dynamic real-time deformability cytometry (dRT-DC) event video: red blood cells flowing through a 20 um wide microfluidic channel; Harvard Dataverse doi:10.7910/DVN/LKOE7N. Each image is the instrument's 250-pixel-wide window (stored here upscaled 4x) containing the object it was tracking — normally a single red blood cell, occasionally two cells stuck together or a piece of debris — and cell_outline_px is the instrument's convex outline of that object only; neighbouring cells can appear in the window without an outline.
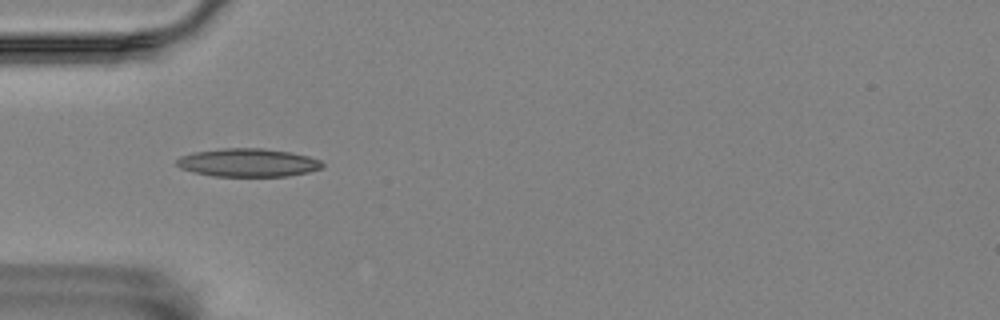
{"species": "Egyptian fruit bat (a non-hibernating species)", "species_latin": "Rousettus aegyptiacus", "temperature_condition": "room temperature", "stored_images_in_passage": 43, "camera_frame_rate_fps": 3000, "um_per_image_px": 0.085, "animal": {"sex": "female"}, "frame": {"image": 1, "passage_image": 4, "time_ms": 1.0, "image_size_px": [1000, 320], "cell_outline_px": [[324, 168], [308, 172], [288, 176], [212, 176], [180, 168], [176, 164], [176, 160], [180, 156], [192, 152], [224, 148], [264, 148], [292, 152], [308, 156], [320, 160], [324, 164]], "centroid_in_image_um": [21.1, 13.82], "position_along_channel_um": 63.9, "area_um2": 24.1}}
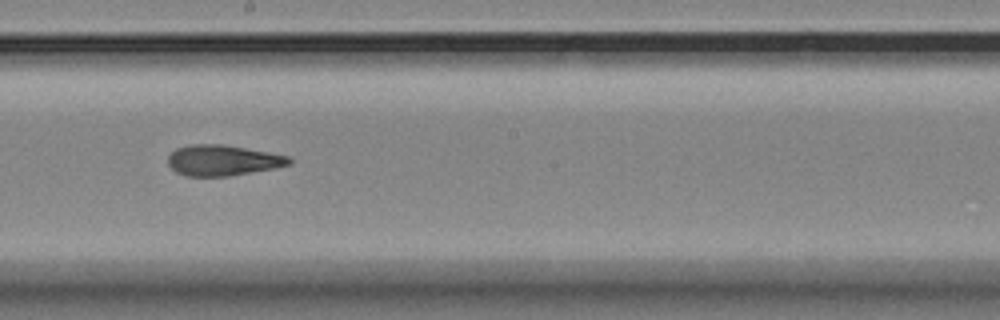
{"frame": {"image": 2, "passage_image": 18, "time_ms": 5.667, "image_size_px": [1000, 320], "cell_outline_px": [[292, 164], [272, 168], [228, 176], [188, 176], [176, 172], [168, 164], [168, 156], [176, 148], [188, 144], [224, 144], [268, 152], [288, 156], [292, 160]], "centroid_in_image_um": [18.91, 13.61], "position_along_channel_um": 229.3, "area_um2": 21.56}}
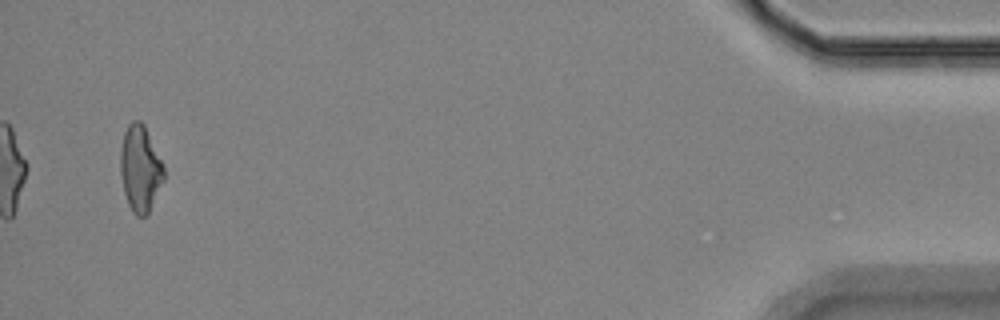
{"frame": {"image": 3, "passage_image": 41, "time_ms": 13.333, "image_size_px": [1000, 320], "cell_outline_px": [[164, 180], [148, 212], [144, 216], [136, 216], [132, 212], [128, 204], [124, 192], [120, 172], [120, 152], [124, 132], [128, 124], [132, 120], [140, 120], [144, 124], [164, 164]], "centroid_in_image_um": [11.92, 14.3], "position_along_channel_um": 423.3, "area_um2": 21.91}, "authors_computed_cell_mechanics": {"area_um2": 21.9062, "velocity_mm_per_s": 3.5529, "shape_relaxation_time_tau1_ms": 9.324, "shape_relaxation_time_tau2_ms": 2.2226, "deformation_change_tau1": 0.2228, "deformation_change_tau2": 0.1102}}